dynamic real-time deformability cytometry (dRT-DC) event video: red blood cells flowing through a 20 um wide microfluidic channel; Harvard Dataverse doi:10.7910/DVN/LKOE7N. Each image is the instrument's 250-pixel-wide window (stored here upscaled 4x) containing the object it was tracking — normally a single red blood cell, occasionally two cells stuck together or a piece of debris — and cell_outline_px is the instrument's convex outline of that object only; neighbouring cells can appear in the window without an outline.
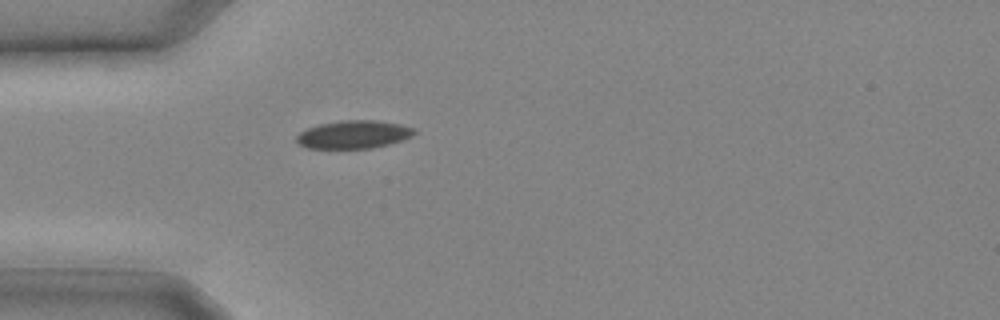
{"species": "common noctule bat (a hibernating species)", "species_latin": "Nyctalus noctula", "temperature_condition": "cold", "stored_images_in_passage": 10, "camera_frame_rate_fps": 3000, "um_per_image_px": 0.085, "animal": {"sex": "male", "body_mass_g": 20.4}, "frame": {"image": 1, "passage_image": 1, "time_ms": 0.0, "image_size_px": [1000, 320], "cell_outline_px": [[416, 132], [412, 136], [388, 144], [372, 148], [308, 148], [300, 144], [296, 140], [296, 136], [300, 132], [308, 128], [320, 124], [340, 120], [372, 120], [400, 124], [416, 128]], "centroid_in_image_um": [30.07, 11.42], "position_along_channel_um": 54.9, "area_um2": 19.07}}
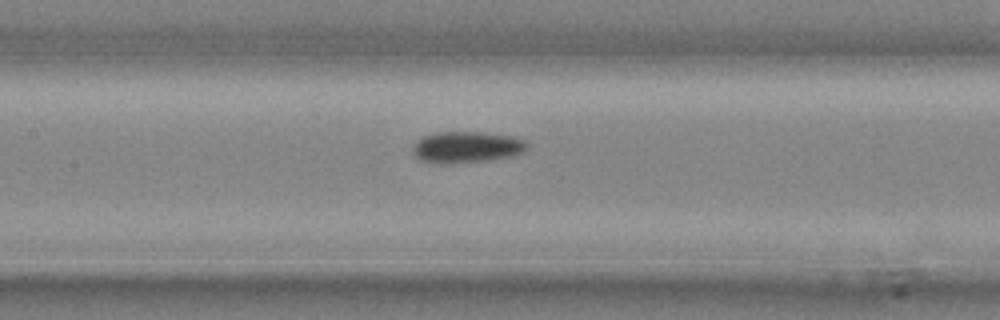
{"frame": {"image": 2, "passage_image": 6, "time_ms": 1.667, "image_size_px": [1000, 320], "cell_outline_px": [[528, 148], [524, 152], [512, 156], [488, 160], [444, 164], [440, 164], [420, 160], [412, 152], [412, 148], [416, 140], [424, 136], [436, 132], [484, 132], [512, 136], [524, 140], [528, 144]], "centroid_in_image_um": [39.66, 12.5], "position_along_channel_um": 167.7, "area_um2": 21.04}}
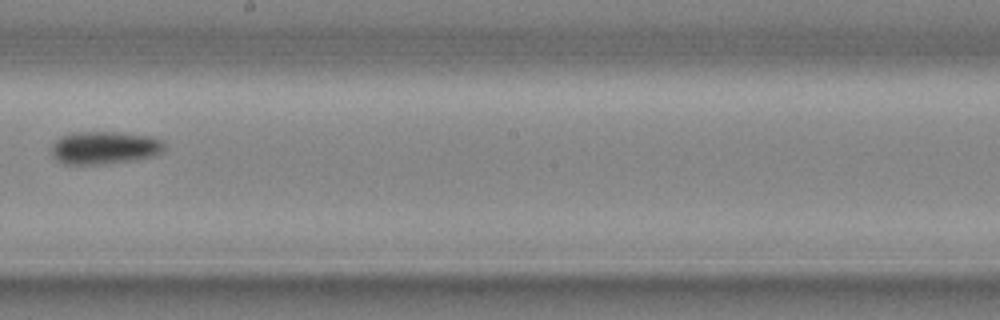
{"frame": {"image": 3, "passage_image": 9, "time_ms": 2.667, "image_size_px": [1000, 320], "cell_outline_px": [[164, 148], [156, 156], [136, 160], [104, 164], [64, 164], [56, 160], [52, 156], [52, 144], [60, 136], [76, 132], [112, 132], [148, 136], [160, 140], [164, 144]], "centroid_in_image_um": [8.85, 12.57], "position_along_channel_um": 239.3, "area_um2": 21.56}}